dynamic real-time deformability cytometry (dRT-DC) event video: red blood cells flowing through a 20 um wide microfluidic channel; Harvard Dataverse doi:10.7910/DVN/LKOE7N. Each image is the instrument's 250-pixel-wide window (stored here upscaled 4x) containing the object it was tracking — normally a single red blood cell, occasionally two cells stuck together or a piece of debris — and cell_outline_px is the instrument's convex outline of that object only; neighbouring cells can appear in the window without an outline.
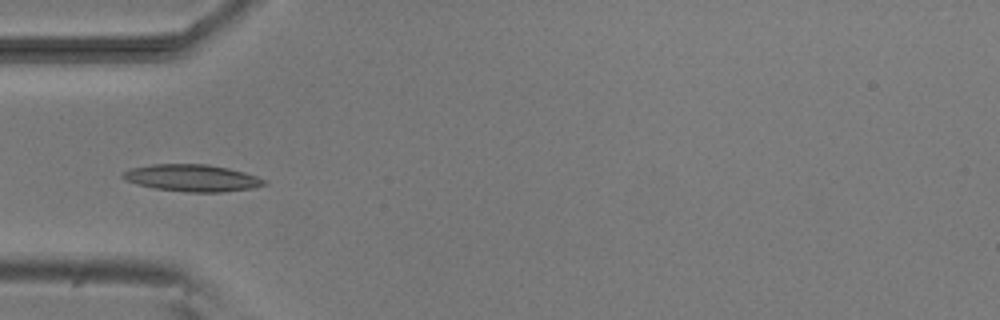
{"species": "common noctule bat (a hibernating species)", "species_latin": "Nyctalus noctula", "temperature_condition": "room temperature", "stored_images_in_passage": 4, "camera_frame_rate_fps": 3000, "um_per_image_px": 0.085, "animal": {"sex": "male", "body_mass_g": 20.5, "forearm_length_mm": 52.5}, "frame": {"image": 1, "passage_image": 4, "time_ms": 3.333, "image_size_px": [1000, 320], "cell_outline_px": [[268, 184], [252, 188], [220, 192], [188, 192], [156, 188], [136, 184], [124, 180], [120, 176], [128, 168], [152, 164], [208, 164], [228, 168], [244, 172], [268, 180]], "centroid_in_image_um": [16.32, 15.12], "position_along_channel_um": 68.7, "area_um2": 22.31}}